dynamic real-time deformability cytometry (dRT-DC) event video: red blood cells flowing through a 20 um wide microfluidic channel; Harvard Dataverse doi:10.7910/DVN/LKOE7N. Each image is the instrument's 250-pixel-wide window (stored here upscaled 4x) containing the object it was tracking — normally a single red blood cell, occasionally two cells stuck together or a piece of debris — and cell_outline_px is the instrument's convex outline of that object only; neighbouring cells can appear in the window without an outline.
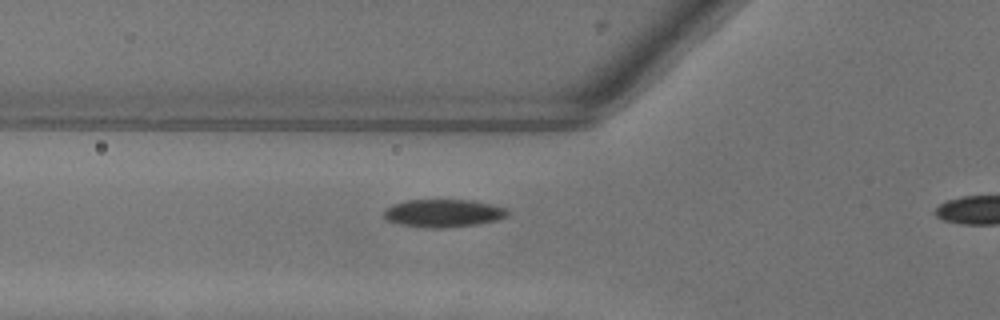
{"species": "common noctule bat (a hibernating species)", "species_latin": "Nyctalus noctula", "temperature_condition": "warm", "stored_images_in_passage": 39, "camera_frame_rate_fps": 3000, "um_per_image_px": 0.085, "animal": {"sex": "female"}, "frame": {"image": 1, "passage_image": 13, "time_ms": 4.0, "image_size_px": [1000, 320], "cell_outline_px": [[508, 216], [496, 220], [476, 224], [444, 228], [424, 228], [400, 224], [388, 220], [384, 216], [384, 208], [392, 204], [408, 200], [472, 200], [492, 204], [508, 208]], "centroid_in_image_um": [37.68, 18.12], "position_along_channel_um": 88.1, "area_um2": 20.17}}
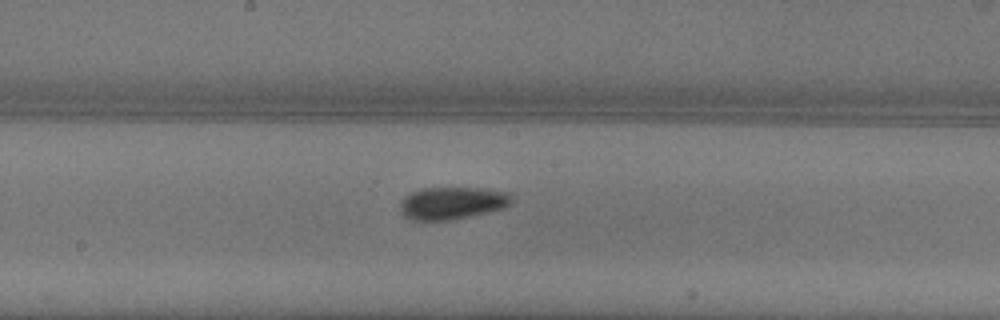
{"frame": {"image": 2, "passage_image": 22, "time_ms": 7.0, "image_size_px": [1000, 320], "cell_outline_px": [[516, 196], [512, 204], [504, 208], [488, 212], [452, 220], [412, 220], [404, 216], [400, 212], [400, 204], [404, 196], [420, 188], [484, 188], [508, 192]], "centroid_in_image_um": [38.49, 17.25], "position_along_channel_um": 209.7, "area_um2": 21.44}}
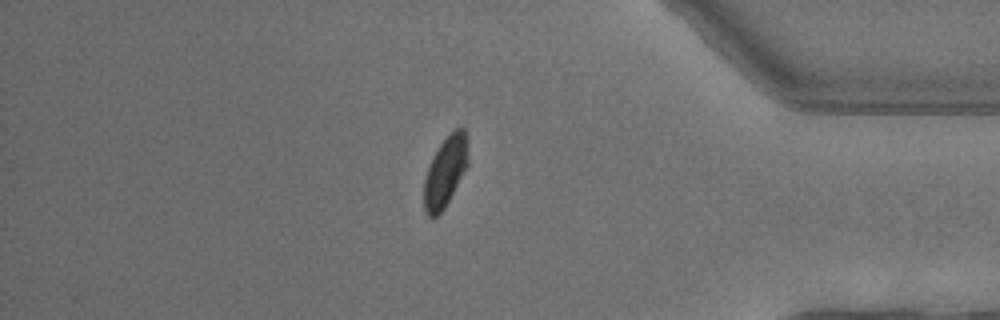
{"frame": {"image": 3, "passage_image": 38, "time_ms": 12.333, "image_size_px": [1000, 320], "cell_outline_px": [[468, 164], [444, 208], [432, 220], [424, 212], [424, 180], [432, 156], [440, 144], [456, 128], [464, 128], [468, 144]], "centroid_in_image_um": [37.84, 14.6], "position_along_channel_um": 397.4, "area_um2": 17.86}}